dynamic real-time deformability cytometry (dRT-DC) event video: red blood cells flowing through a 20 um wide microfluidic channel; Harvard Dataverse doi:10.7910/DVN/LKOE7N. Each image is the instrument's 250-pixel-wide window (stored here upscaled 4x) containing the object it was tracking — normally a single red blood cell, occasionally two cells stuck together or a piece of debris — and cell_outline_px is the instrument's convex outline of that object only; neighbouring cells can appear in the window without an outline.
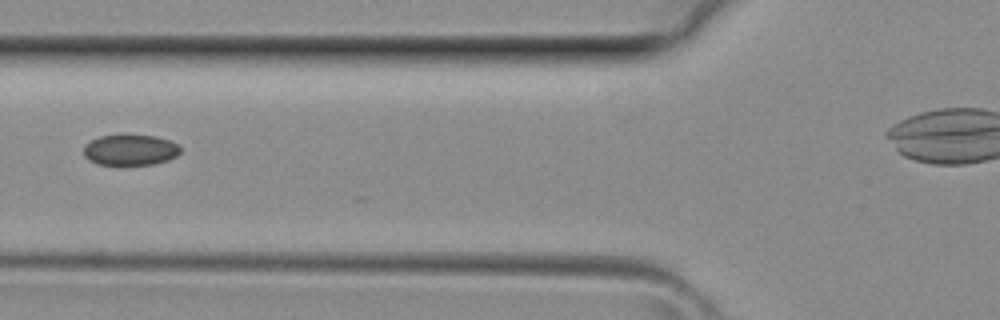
{"species": "common noctule bat (a hibernating species)", "species_latin": "Nyctalus noctula", "temperature_condition": "room temperature", "stored_images_in_passage": 8, "camera_frame_rate_fps": 3000, "um_per_image_px": 0.085, "animal": {"sex": "female", "body_mass_g": 29.2, "forearm_length_mm": 56.3}, "frame": {"image": 1, "passage_image": 3, "time_ms": 0.667, "image_size_px": [1000, 320], "cell_outline_px": [[180, 152], [176, 156], [168, 160], [152, 164], [96, 164], [88, 160], [84, 156], [84, 144], [100, 136], [156, 136], [180, 144]], "centroid_in_image_um": [11.07, 12.75], "position_along_channel_um": 114.7, "area_um2": 17.11}}
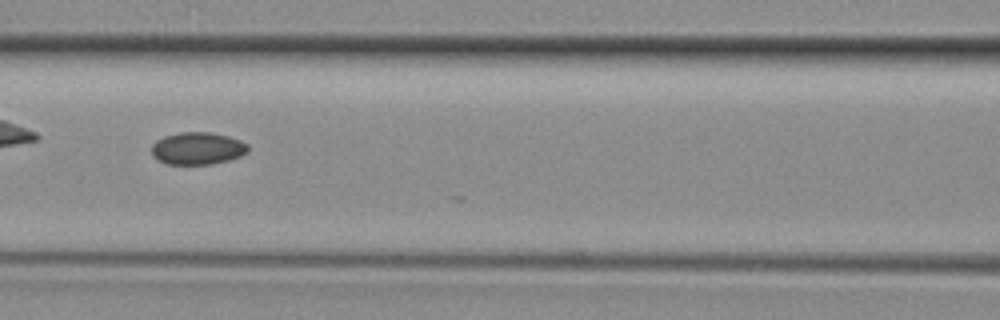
{"frame": {"image": 2, "passage_image": 5, "time_ms": 1.333, "image_size_px": [1000, 320], "cell_outline_px": [[248, 152], [240, 156], [228, 160], [208, 164], [168, 164], [152, 156], [152, 144], [156, 140], [164, 136], [180, 132], [212, 132], [228, 136], [240, 140], [248, 144]], "centroid_in_image_um": [16.79, 12.6], "position_along_channel_um": 149.8, "area_um2": 18.15}}